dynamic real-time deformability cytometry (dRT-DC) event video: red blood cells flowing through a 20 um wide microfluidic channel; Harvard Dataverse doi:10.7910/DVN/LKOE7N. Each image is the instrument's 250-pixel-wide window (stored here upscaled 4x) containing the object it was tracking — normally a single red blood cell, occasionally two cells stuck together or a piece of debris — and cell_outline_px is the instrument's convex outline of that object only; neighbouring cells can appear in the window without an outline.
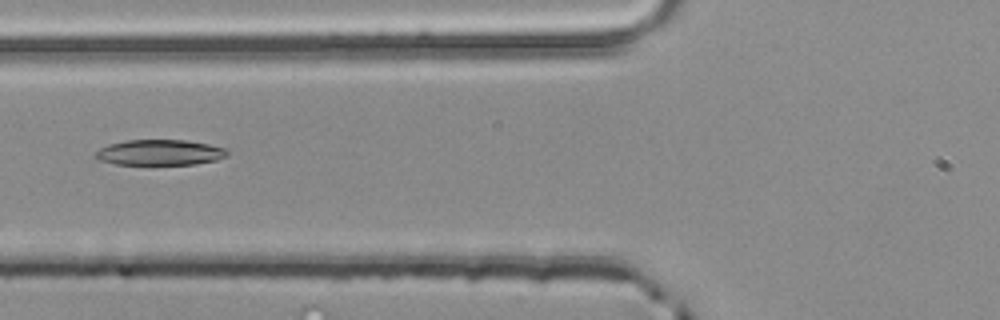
{"species": "common noctule bat (a hibernating species)", "species_latin": "Nyctalus noctula", "temperature_condition": "room temperature", "stored_images_in_passage": 4, "camera_frame_rate_fps": 3000, "um_per_image_px": 0.085, "animal": {"sex": "male", "body_mass_g": 20.4}, "frame": {"image": 1, "passage_image": 4, "time_ms": 1.0, "image_size_px": [1000, 320], "cell_outline_px": [[228, 156], [216, 160], [196, 164], [116, 164], [100, 160], [92, 156], [100, 148], [108, 144], [124, 140], [184, 140], [208, 144], [228, 148]], "centroid_in_image_um": [13.59, 12.95], "position_along_channel_um": 112.2, "area_um2": 19.71}}